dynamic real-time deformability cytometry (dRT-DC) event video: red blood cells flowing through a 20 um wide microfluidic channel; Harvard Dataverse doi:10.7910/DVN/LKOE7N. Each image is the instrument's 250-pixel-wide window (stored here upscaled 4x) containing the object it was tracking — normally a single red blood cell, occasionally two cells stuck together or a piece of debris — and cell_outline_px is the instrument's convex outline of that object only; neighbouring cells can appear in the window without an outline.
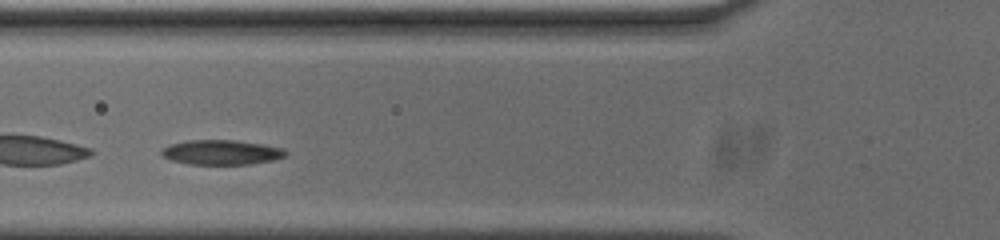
{"species": "common noctule bat (a hibernating species)", "species_latin": "Nyctalus noctula", "temperature_condition": "cold", "stored_images_in_passage": 44, "camera_frame_rate_fps": 3000, "um_per_image_px": 0.085, "animal": {"sex": "male", "body_mass_g": 20.0, "forearm_length_mm": 53.3}, "frame": {"image": 1, "passage_image": 7, "time_ms": 2.0, "image_size_px": [1000, 240], "cell_outline_px": [[288, 152], [284, 156], [272, 160], [248, 164], [192, 164], [172, 160], [164, 156], [160, 152], [168, 144], [188, 140], [236, 140], [284, 148]], "centroid_in_image_um": [18.82, 12.93], "position_along_channel_um": 107.0, "area_um2": 17.69}}
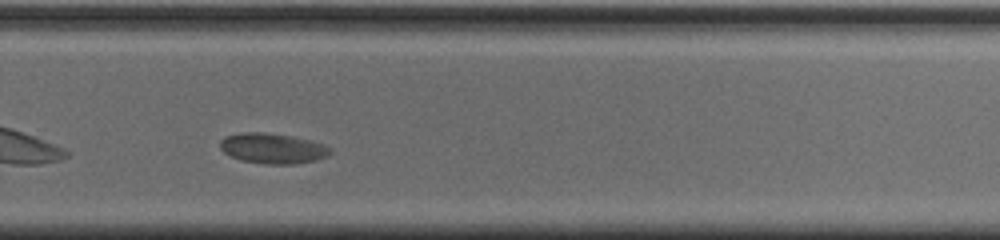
{"frame": {"image": 2, "passage_image": 24, "time_ms": 7.667, "image_size_px": [1000, 240], "cell_outline_px": [[332, 152], [328, 156], [316, 160], [296, 164], [264, 164], [240, 160], [224, 152], [220, 148], [220, 140], [224, 136], [240, 132], [264, 132], [292, 136], [324, 144], [332, 148]], "centroid_in_image_um": [23.18, 12.61], "position_along_channel_um": 306.6, "area_um2": 19.65}}
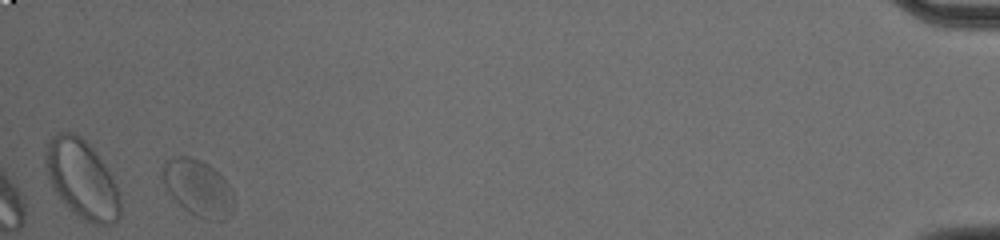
{"frame": {"image": 3, "passage_image": 41, "time_ms": 13.333, "image_size_px": [1000, 240], "cell_outline_px": [[232, 212], [224, 220], [204, 220], [188, 212], [168, 192], [160, 180], [160, 172], [164, 164], [168, 160], [176, 156], [188, 156], [200, 160], [208, 164], [228, 184], [232, 192]], "centroid_in_image_um": [16.78, 15.97], "position_along_channel_um": 418.4, "area_um2": 23.35}, "authors_computed_cell_mechanics": {"area_um2": 19.4208, "velocity_mm_per_s": 3.5336, "shape_relaxation_time_tau1_ms": 6.7017, "shape_relaxation_time_tau2_ms": null, "deformation_change_tau1": 0.1611, "deformation_change_tau2": null}}